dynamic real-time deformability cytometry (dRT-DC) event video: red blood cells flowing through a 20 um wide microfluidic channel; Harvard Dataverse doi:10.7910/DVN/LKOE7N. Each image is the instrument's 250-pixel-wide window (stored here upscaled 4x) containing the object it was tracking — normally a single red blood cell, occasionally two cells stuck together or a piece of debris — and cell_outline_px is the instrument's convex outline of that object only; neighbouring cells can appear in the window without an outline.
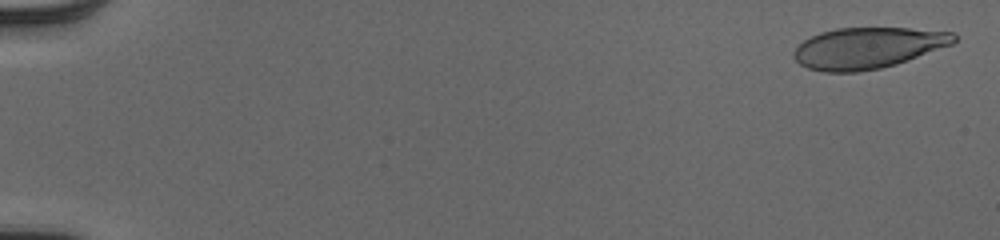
{"species": "human", "species_latin": "Homo sapiens", "temperature_condition": "cold", "stored_images_in_passage": 16, "camera_frame_rate_fps": 3000, "um_per_image_px": 0.085, "donor": {"sex": "male"}, "frame": {"image": 1, "passage_image": 2, "time_ms": 0.333, "image_size_px": [1000, 240], "cell_outline_px": [[956, 40], [952, 44], [896, 64], [880, 68], [856, 72], [824, 72], [808, 68], [800, 64], [792, 56], [792, 52], [804, 40], [820, 32], [836, 28], [908, 28], [952, 32], [956, 36]], "centroid_in_image_um": [73.73, 4.07], "position_along_channel_um": 11.3, "area_um2": 38.15}}